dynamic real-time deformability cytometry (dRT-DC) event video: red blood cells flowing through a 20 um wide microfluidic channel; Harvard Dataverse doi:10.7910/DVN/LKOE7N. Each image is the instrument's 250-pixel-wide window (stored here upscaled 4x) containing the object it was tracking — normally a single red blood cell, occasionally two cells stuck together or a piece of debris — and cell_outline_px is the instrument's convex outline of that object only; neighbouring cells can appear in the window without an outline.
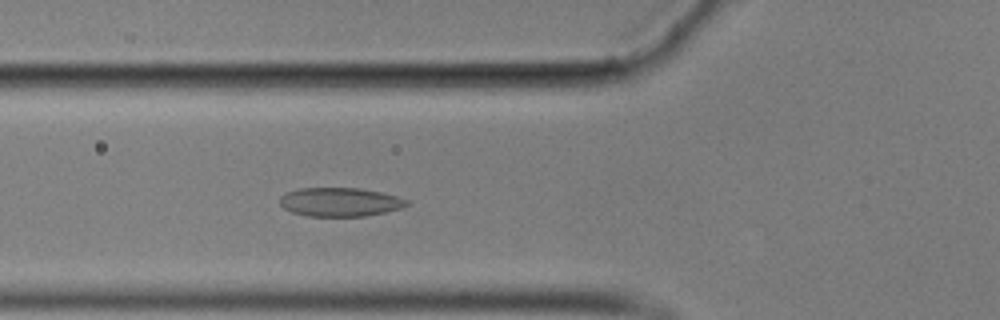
{"species": "common noctule bat (a hibernating species)", "species_latin": "Nyctalus noctula", "temperature_condition": "cold", "stored_images_in_passage": 46, "camera_frame_rate_fps": 3000, "um_per_image_px": 0.085, "animal": {"sex": "male", "body_mass_g": 17.9}, "frame": {"image": 1, "passage_image": 13, "time_ms": 4.0, "image_size_px": [1000, 320], "cell_outline_px": [[408, 204], [400, 208], [384, 212], [364, 216], [308, 216], [292, 212], [284, 208], [280, 204], [280, 196], [288, 192], [300, 188], [360, 188], [380, 192], [396, 196], [408, 200]], "centroid_in_image_um": [28.88, 17.17], "position_along_channel_um": 96.9, "area_um2": 21.1}}
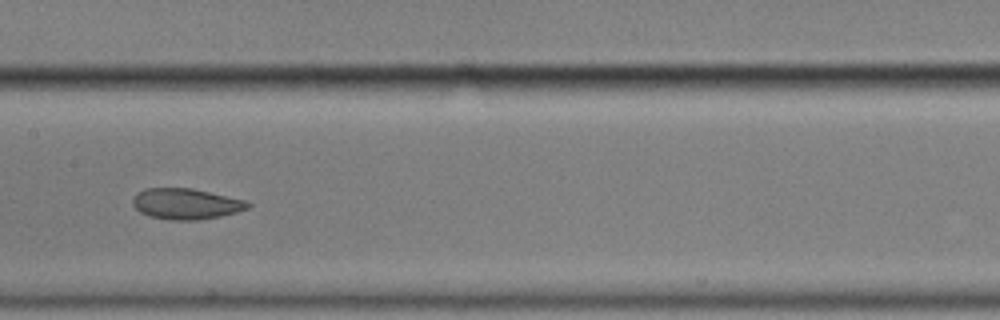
{"frame": {"image": 2, "passage_image": 21, "time_ms": 6.667, "image_size_px": [1000, 320], "cell_outline_px": [[252, 204], [248, 208], [236, 212], [220, 216], [196, 220], [172, 220], [148, 216], [140, 212], [132, 204], [132, 200], [136, 192], [144, 188], [192, 188], [244, 200]], "centroid_in_image_um": [15.76, 17.32], "position_along_channel_um": 191.6, "area_um2": 20.63}}
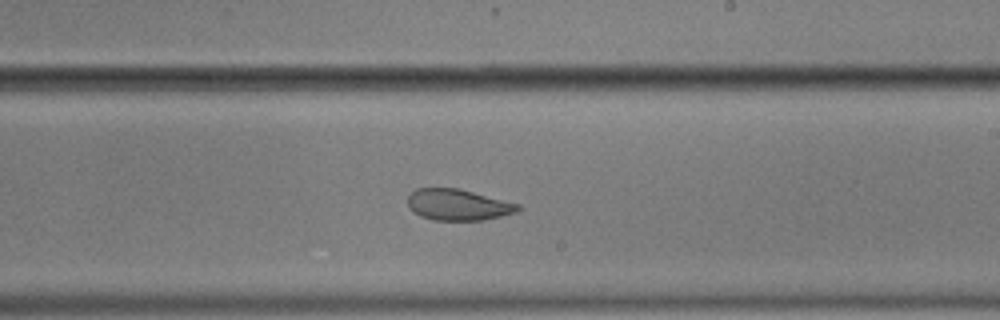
{"frame": {"image": 3, "passage_image": 26, "time_ms": 8.333, "image_size_px": [1000, 320], "cell_outline_px": [[520, 208], [516, 212], [484, 220], [432, 220], [420, 216], [408, 208], [408, 196], [416, 188], [460, 188], [520, 204]], "centroid_in_image_um": [38.92, 17.4], "position_along_channel_um": 250.1, "area_um2": 20.11}, "authors_computed_cell_mechanics": {"area_um2": 22.3686, "velocity_mm_per_s": 3.526, "shape_relaxation_time_tau1_ms": null, "shape_relaxation_time_tau2_ms": 2.3691, "deformation_change_tau1": null, "deformation_change_tau2": 0.0732}}